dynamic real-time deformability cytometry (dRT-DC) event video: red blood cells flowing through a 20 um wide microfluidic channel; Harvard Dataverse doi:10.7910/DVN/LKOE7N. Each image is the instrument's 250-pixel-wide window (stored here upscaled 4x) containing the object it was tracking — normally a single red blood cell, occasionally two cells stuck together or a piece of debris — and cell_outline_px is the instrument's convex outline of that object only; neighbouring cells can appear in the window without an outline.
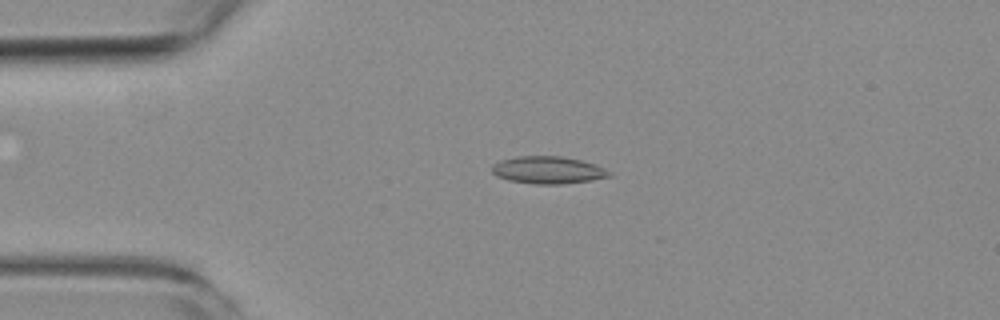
{"species": "common noctule bat (a hibernating species)", "species_latin": "Nyctalus noctula", "temperature_condition": "room temperature", "stored_images_in_passage": 4, "camera_frame_rate_fps": 3000, "um_per_image_px": 0.085, "animal": {"sex": "female", "body_mass_g": 19.3, "forearm_length_mm": 54.1}, "frame": {"image": 1, "passage_image": 4, "time_ms": 3.333, "image_size_px": [1000, 320], "cell_outline_px": [[612, 176], [592, 180], [560, 184], [532, 184], [508, 180], [496, 176], [492, 172], [492, 164], [500, 160], [516, 156], [560, 156], [580, 160], [596, 164], [612, 172]], "centroid_in_image_um": [46.57, 14.45], "position_along_channel_um": 38.4, "area_um2": 18.84}}